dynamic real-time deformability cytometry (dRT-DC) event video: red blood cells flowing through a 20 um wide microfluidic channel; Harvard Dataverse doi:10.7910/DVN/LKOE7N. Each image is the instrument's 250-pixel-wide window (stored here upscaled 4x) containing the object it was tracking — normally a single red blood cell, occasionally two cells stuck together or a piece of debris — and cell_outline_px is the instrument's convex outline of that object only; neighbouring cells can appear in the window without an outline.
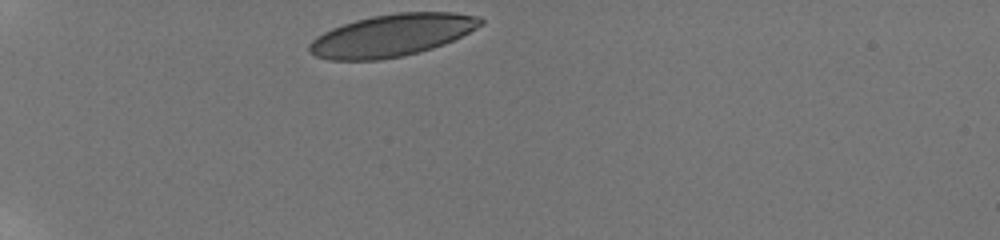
{"species": "human", "species_latin": "Homo sapiens", "temperature_condition": "room temperature", "stored_images_in_passage": 34, "camera_frame_rate_fps": 3000, "um_per_image_px": 0.085, "donor": {"sex": "male"}, "frame": {"image": 1, "passage_image": 1, "time_ms": 0.0, "image_size_px": [1000, 240], "cell_outline_px": [[484, 24], [444, 44], [420, 52], [404, 56], [380, 60], [328, 60], [316, 56], [308, 48], [308, 44], [312, 40], [324, 32], [332, 28], [356, 20], [372, 16], [396, 12], [452, 12], [480, 16], [484, 20]], "centroid_in_image_um": [33.33, 3.0], "position_along_channel_um": 51.7, "area_um2": 42.08}}
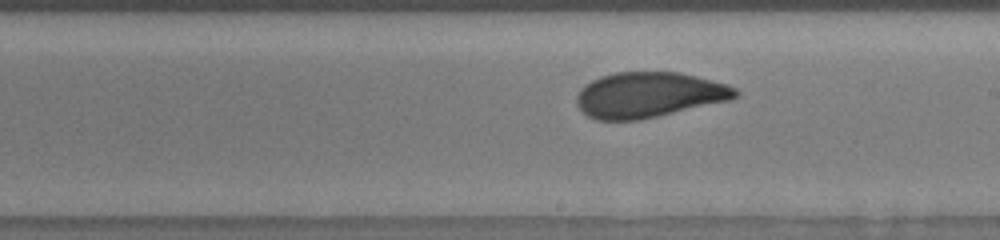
{"frame": {"image": 2, "passage_image": 19, "time_ms": 6.0, "image_size_px": [1000, 240], "cell_outline_px": [[740, 92], [736, 96], [728, 100], [640, 120], [596, 120], [588, 116], [576, 104], [576, 96], [580, 88], [584, 84], [600, 76], [616, 72], [680, 72], [728, 84], [736, 88]], "centroid_in_image_um": [55.12, 8.05], "position_along_channel_um": 233.9, "area_um2": 41.96}}
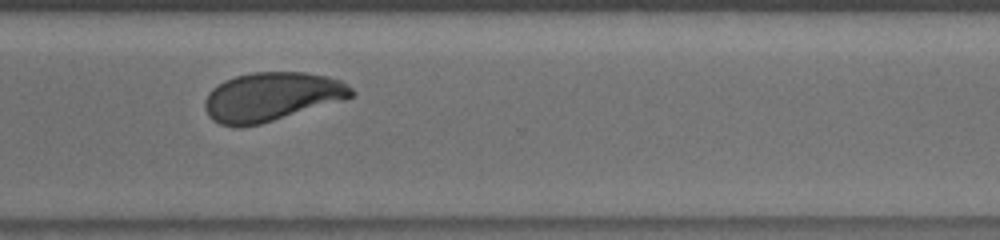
{"frame": {"image": 3, "passage_image": 28, "time_ms": 9.0, "image_size_px": [1000, 240], "cell_outline_px": [[356, 92], [352, 96], [344, 100], [260, 124], [240, 128], [236, 128], [220, 124], [212, 120], [208, 116], [204, 108], [204, 100], [208, 92], [212, 88], [224, 80], [236, 76], [252, 72], [304, 72], [324, 76], [340, 80], [352, 88]], "centroid_in_image_um": [23.04, 8.23], "position_along_channel_um": 347.6, "area_um2": 41.91}, "authors_computed_cell_mechanics": {"area_um2": 42.2229, "velocity_mm_per_s": 3.7874, "shape_relaxation_time_tau1_ms": 5.0952, "shape_relaxation_time_tau2_ms": null, "deformation_change_tau1": 0.1585, "deformation_change_tau2": null}}